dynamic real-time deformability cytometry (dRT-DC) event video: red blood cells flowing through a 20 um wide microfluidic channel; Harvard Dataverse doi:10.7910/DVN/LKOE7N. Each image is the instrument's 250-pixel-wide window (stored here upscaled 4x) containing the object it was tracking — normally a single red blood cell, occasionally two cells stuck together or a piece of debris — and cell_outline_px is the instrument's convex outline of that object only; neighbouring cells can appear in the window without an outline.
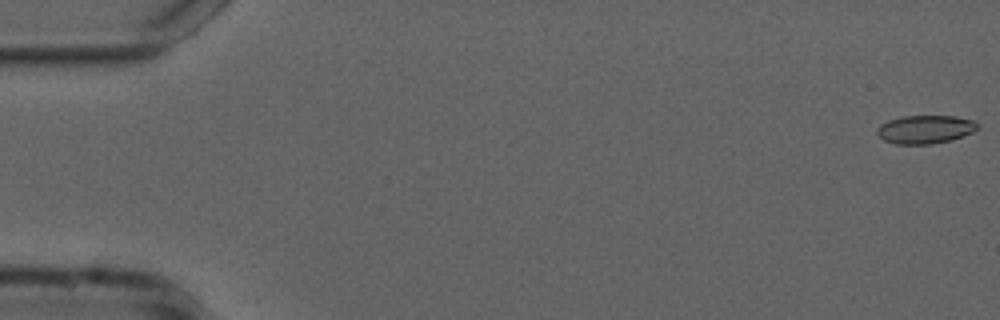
{"species": "common noctule bat (a hibernating species)", "species_latin": "Nyctalus noctula", "temperature_condition": "cold", "stored_images_in_passage": 55, "camera_frame_rate_fps": 3000, "um_per_image_px": 0.085, "animal": {"sex": "male", "forearm_length_mm": 52.5}, "frame": {"image": 1, "passage_image": 1, "time_ms": 0.0, "image_size_px": [1000, 320], "cell_outline_px": [[976, 128], [972, 132], [964, 136], [952, 140], [932, 144], [896, 144], [884, 140], [876, 132], [876, 128], [880, 124], [888, 120], [904, 116], [956, 116], [976, 120]], "centroid_in_image_um": [78.64, 10.99], "position_along_channel_um": 6.4, "area_um2": 16.65}}
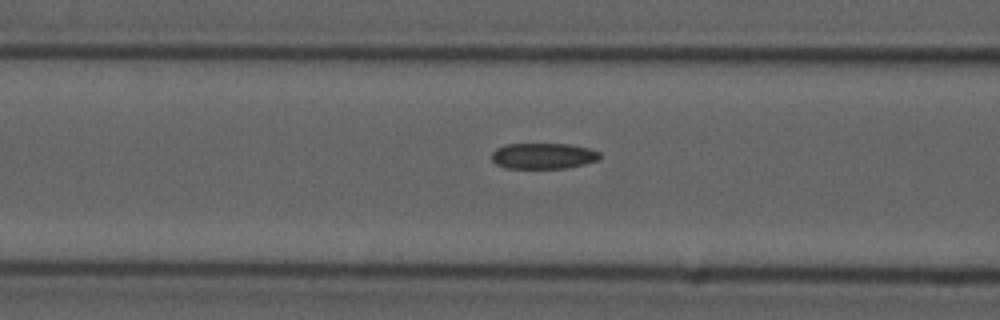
{"frame": {"image": 2, "passage_image": 22, "time_ms": 7.0, "image_size_px": [1000, 320], "cell_outline_px": [[600, 160], [584, 164], [564, 168], [504, 168], [496, 164], [492, 160], [492, 152], [496, 148], [504, 144], [568, 144], [588, 148], [600, 152]], "centroid_in_image_um": [46.16, 13.25], "position_along_channel_um": 120.4, "area_um2": 16.36}}
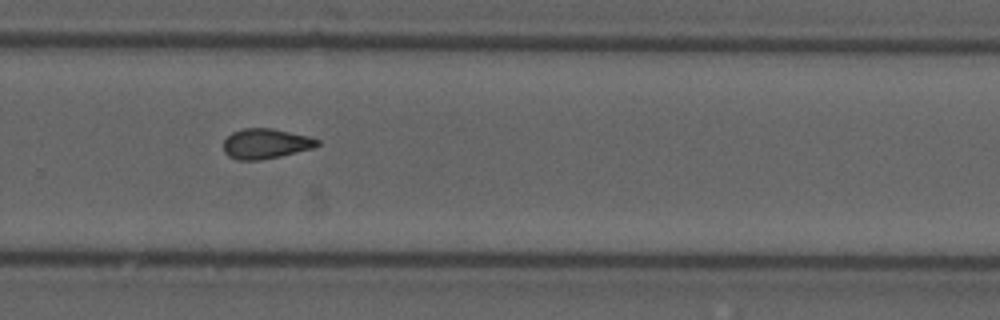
{"frame": {"image": 3, "passage_image": 37, "time_ms": 12.0, "image_size_px": [1000, 320], "cell_outline_px": [[320, 144], [312, 148], [280, 156], [260, 160], [236, 160], [228, 156], [224, 152], [224, 140], [232, 132], [244, 128], [272, 128], [308, 136], [320, 140]], "centroid_in_image_um": [22.56, 12.21], "position_along_channel_um": 307.2, "area_um2": 16.42}, "authors_computed_cell_mechanics": {"area_um2": 16.762, "velocity_mm_per_s": 3.7508, "shape_relaxation_time_tau1_ms": null, "shape_relaxation_time_tau2_ms": 2.5172, "deformation_change_tau1": null, "deformation_change_tau2": 0.086}}